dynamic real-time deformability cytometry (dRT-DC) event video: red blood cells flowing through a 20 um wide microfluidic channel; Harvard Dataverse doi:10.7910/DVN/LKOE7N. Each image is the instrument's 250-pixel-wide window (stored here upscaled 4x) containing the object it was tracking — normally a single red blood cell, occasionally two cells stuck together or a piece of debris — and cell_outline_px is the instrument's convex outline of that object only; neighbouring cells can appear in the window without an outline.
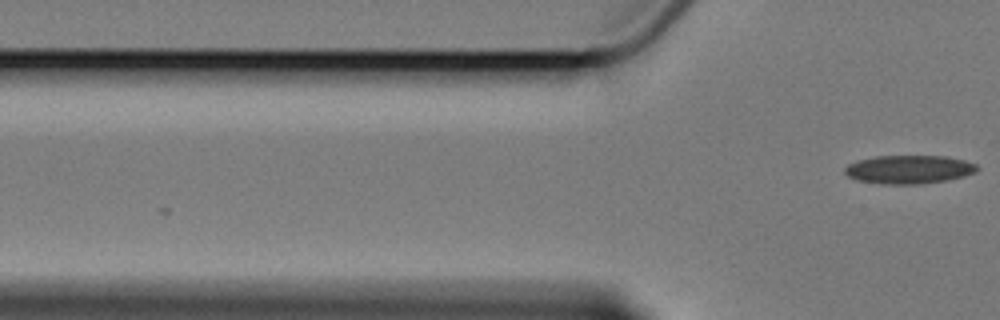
{"species": "Egyptian fruit bat (a non-hibernating species)", "species_latin": "Rousettus aegyptiacus", "temperature_condition": "cold", "stored_images_in_passage": 2, "camera_frame_rate_fps": 3000, "um_per_image_px": 0.085, "animal": {"sex": "female"}, "frame": {"image": 1, "passage_image": 2, "time_ms": 1.0, "image_size_px": [1000, 320], "cell_outline_px": [[980, 168], [976, 172], [964, 176], [944, 180], [920, 184], [884, 184], [860, 180], [848, 176], [844, 172], [844, 168], [848, 164], [860, 160], [876, 156], [948, 156], [964, 160], [976, 164]], "centroid_in_image_um": [77.29, 14.39], "position_along_channel_um": 48.5, "area_um2": 21.79}}